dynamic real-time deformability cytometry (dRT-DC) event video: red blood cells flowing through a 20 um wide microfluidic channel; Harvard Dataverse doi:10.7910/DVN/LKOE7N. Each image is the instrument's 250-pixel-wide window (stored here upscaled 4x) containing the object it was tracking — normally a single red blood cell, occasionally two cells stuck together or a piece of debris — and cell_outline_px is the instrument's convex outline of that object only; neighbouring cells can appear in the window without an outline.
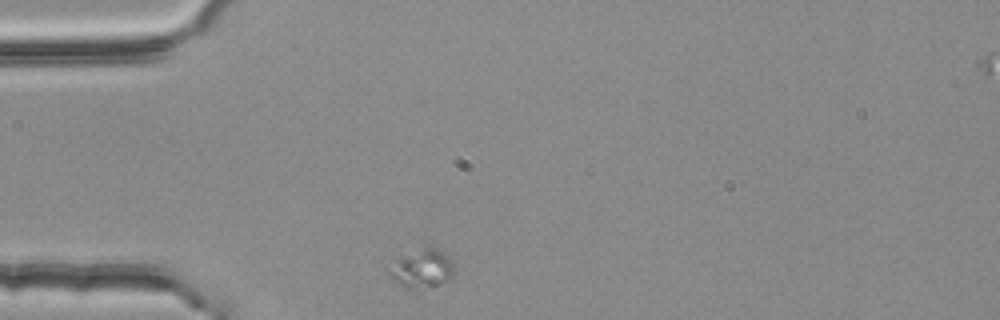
{"species": "common noctule bat (a hibernating species)", "species_latin": "Nyctalus noctula", "temperature_condition": "room temperature", "stored_images_in_passage": 33, "camera_frame_rate_fps": 3000, "um_per_image_px": 0.085, "animal": {"sex": "female", "body_mass_g": 25.1}, "frame": {"image": 1, "passage_image": 1, "time_ms": 0.0, "image_size_px": [1000, 320], "cell_outline_px": [[452, 276], [432, 288], [420, 292], [404, 288], [392, 280], [384, 268], [396, 260], [428, 248], [436, 248], [444, 252], [452, 260]], "centroid_in_image_um": [35.8, 22.93], "position_along_channel_um": 49.2, "area_um2": 14.68}}